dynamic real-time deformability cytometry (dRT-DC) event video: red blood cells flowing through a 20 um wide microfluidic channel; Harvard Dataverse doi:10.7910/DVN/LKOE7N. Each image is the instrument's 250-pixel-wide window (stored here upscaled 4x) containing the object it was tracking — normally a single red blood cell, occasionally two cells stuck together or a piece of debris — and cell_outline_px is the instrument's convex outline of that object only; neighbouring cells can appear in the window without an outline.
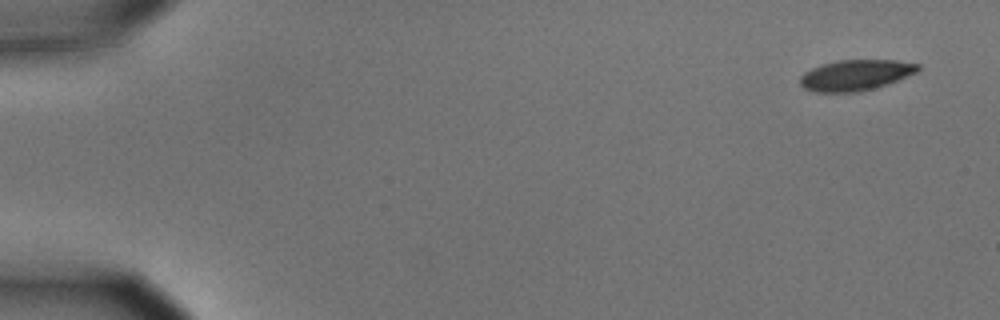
{"species": "common noctule bat (a hibernating species)", "species_latin": "Nyctalus noctula", "temperature_condition": "cold", "stored_images_in_passage": 4, "camera_frame_rate_fps": 3000, "um_per_image_px": 0.085, "animal": {"sex": "male", "body_mass_g": 15.6}, "frame": {"image": 1, "passage_image": 1, "time_ms": 0.0, "image_size_px": [1000, 320], "cell_outline_px": [[920, 68], [916, 72], [888, 84], [860, 92], [812, 92], [804, 88], [800, 84], [800, 76], [804, 72], [812, 68], [836, 60], [896, 60], [920, 64]], "centroid_in_image_um": [72.71, 6.39], "position_along_channel_um": 12.3, "area_um2": 21.15}}
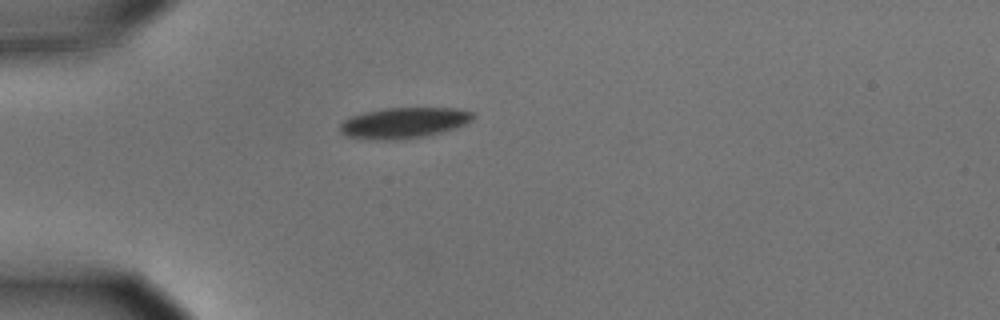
{"frame": {"image": 2, "passage_image": 4, "time_ms": 1.0, "image_size_px": [1000, 320], "cell_outline_px": [[476, 116], [472, 120], [464, 124], [440, 132], [424, 136], [400, 140], [380, 140], [348, 136], [340, 132], [340, 124], [348, 116], [364, 112], [384, 108], [456, 108], [472, 112]], "centroid_in_image_um": [34.3, 10.43], "position_along_channel_um": 50.7, "area_um2": 23.76}}